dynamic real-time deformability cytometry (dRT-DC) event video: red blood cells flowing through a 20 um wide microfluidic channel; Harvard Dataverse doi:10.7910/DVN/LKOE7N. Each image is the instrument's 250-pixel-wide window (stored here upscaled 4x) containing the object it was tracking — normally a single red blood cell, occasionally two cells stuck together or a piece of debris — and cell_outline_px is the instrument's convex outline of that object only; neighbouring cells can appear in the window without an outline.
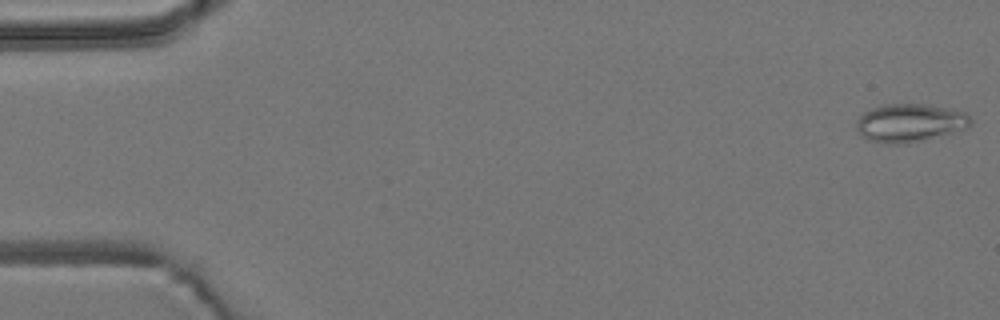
{"species": "common noctule bat (a hibernating species)", "species_latin": "Nyctalus noctula", "temperature_condition": "room temperature", "stored_images_in_passage": 53, "camera_frame_rate_fps": 3000, "um_per_image_px": 0.085, "animal": {"sex": "male", "body_mass_g": 19.2, "forearm_length_mm": 51.8}, "frame": {"image": 1, "passage_image": 1, "time_ms": 0.0, "image_size_px": [1000, 320], "cell_outline_px": [[972, 124], [968, 128], [908, 144], [884, 144], [868, 140], [856, 128], [856, 120], [864, 112], [872, 108], [884, 104], [924, 104], [964, 112], [972, 120]], "centroid_in_image_um": [77.32, 10.46], "position_along_channel_um": 7.7, "area_um2": 25.37}}
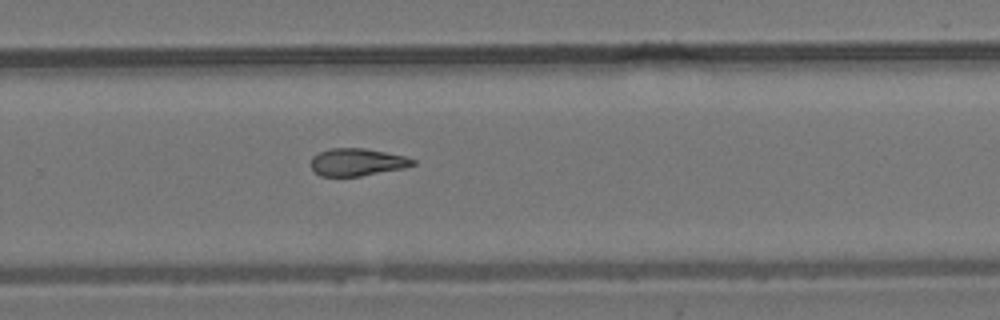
{"frame": {"image": 2, "passage_image": 35, "time_ms": 11.333, "image_size_px": [1000, 320], "cell_outline_px": [[416, 164], [404, 168], [360, 176], [320, 176], [312, 168], [312, 156], [328, 148], [364, 148], [404, 156], [416, 160]], "centroid_in_image_um": [30.36, 13.78], "position_along_channel_um": 299.4, "area_um2": 16.18}}
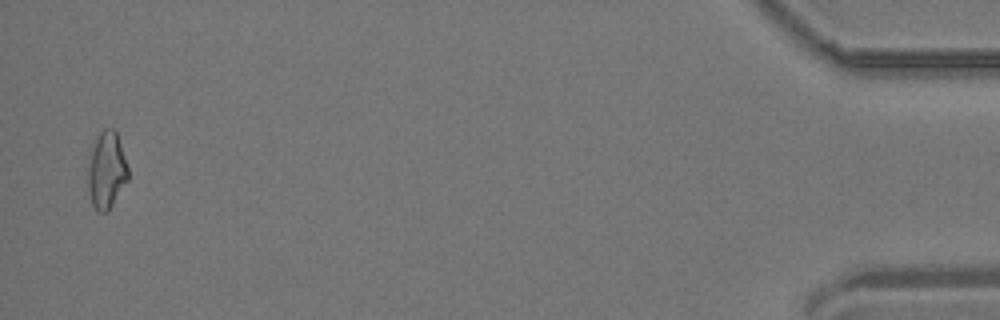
{"frame": {"image": 3, "passage_image": 52, "time_ms": 17.0, "image_size_px": [1000, 320], "cell_outline_px": [[128, 180], [108, 212], [96, 212], [92, 204], [88, 192], [88, 168], [92, 148], [96, 136], [104, 128], [112, 128], [116, 132], [128, 168]], "centroid_in_image_um": [9.05, 14.51], "position_along_channel_um": 426.2, "area_um2": 17.98}, "authors_computed_cell_mechanics": {"area_um2": 17.5134, "velocity_mm_per_s": 3.8702, "shape_relaxation_time_tau1_ms": null, "shape_relaxation_time_tau2_ms": 10.5653, "deformation_change_tau1": null, "deformation_change_tau2": 0.2198}}